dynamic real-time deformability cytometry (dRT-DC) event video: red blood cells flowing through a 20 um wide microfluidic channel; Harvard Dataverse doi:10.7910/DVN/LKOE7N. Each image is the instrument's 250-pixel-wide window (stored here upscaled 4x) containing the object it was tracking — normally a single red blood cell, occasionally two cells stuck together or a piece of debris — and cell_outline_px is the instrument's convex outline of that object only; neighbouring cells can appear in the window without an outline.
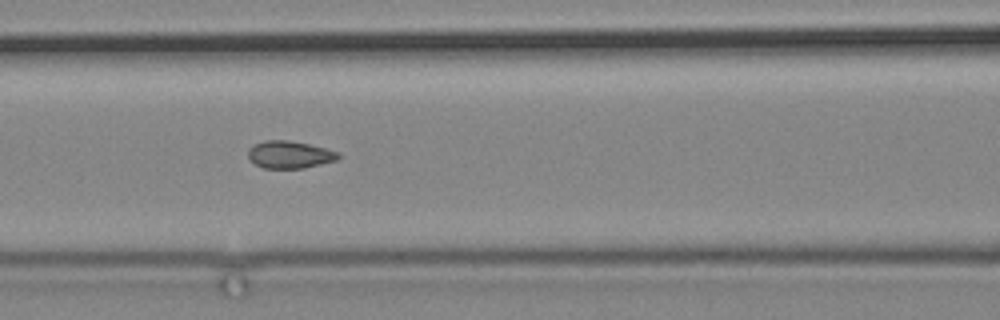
{"species": "common noctule bat (a hibernating species)", "species_latin": "Nyctalus noctula", "temperature_condition": "cold", "stored_images_in_passage": 8, "camera_frame_rate_fps": 3000, "um_per_image_px": 0.085, "animal": {"sex": "male", "body_mass_g": 19.2, "forearm_length_mm": 51.8}, "frame": {"image": 1, "passage_image": 3, "time_ms": 2.333, "image_size_px": [1000, 320], "cell_outline_px": [[340, 156], [336, 160], [304, 168], [264, 168], [256, 164], [248, 156], [248, 148], [264, 140], [288, 140], [308, 144], [340, 152]], "centroid_in_image_um": [24.62, 13.14], "position_along_channel_um": 142.0, "area_um2": 14.22}}
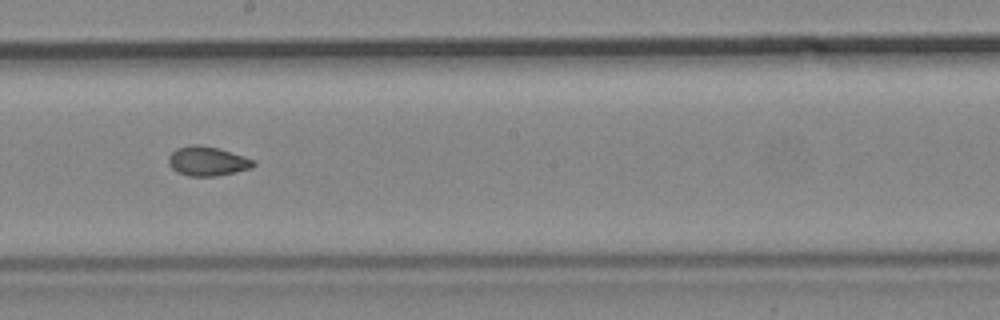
{"frame": {"image": 2, "passage_image": 5, "time_ms": 5.0, "image_size_px": [1000, 320], "cell_outline_px": [[256, 164], [252, 168], [236, 172], [216, 176], [188, 176], [176, 172], [168, 164], [168, 156], [176, 148], [192, 144], [200, 144], [220, 148], [256, 160]], "centroid_in_image_um": [17.64, 13.69], "position_along_channel_um": 230.6, "area_um2": 14.85}}
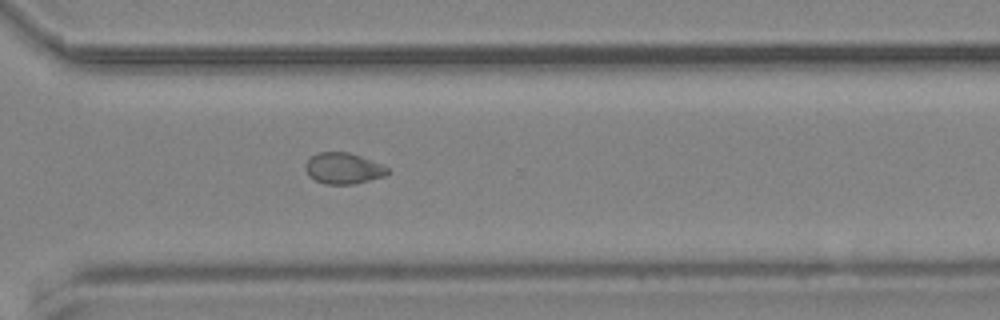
{"frame": {"image": 3, "passage_image": 8, "time_ms": 8.333, "image_size_px": [1000, 320], "cell_outline_px": [[388, 172], [384, 176], [352, 184], [324, 184], [308, 176], [304, 168], [304, 164], [316, 152], [348, 152], [360, 156], [380, 164], [388, 168]], "centroid_in_image_um": [29.12, 14.31], "position_along_channel_um": 341.5, "area_um2": 14.74}}